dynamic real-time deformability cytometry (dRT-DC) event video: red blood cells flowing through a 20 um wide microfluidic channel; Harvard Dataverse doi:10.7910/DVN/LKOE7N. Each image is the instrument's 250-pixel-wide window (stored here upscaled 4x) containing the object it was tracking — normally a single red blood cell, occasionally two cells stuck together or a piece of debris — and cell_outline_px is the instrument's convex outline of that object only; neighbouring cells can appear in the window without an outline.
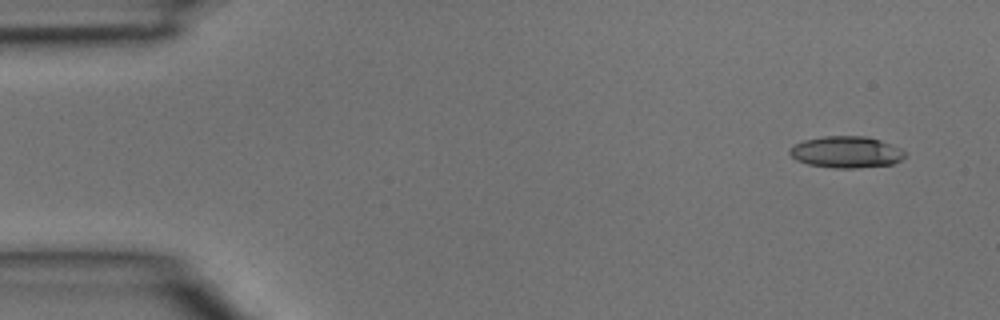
{"species": "common noctule bat (a hibernating species)", "species_latin": "Nyctalus noctula", "temperature_condition": "room temperature", "stored_images_in_passage": 2, "camera_frame_rate_fps": 3000, "um_per_image_px": 0.085, "animal": {"sex": "male", "body_mass_g": 15.6}, "frame": {"image": 1, "passage_image": 2, "time_ms": 0.333, "image_size_px": [1000, 320], "cell_outline_px": [[904, 156], [900, 160], [892, 164], [856, 168], [832, 168], [808, 164], [796, 160], [788, 152], [796, 144], [804, 140], [824, 136], [864, 136], [880, 140], [900, 148], [904, 152]], "centroid_in_image_um": [71.92, 12.93], "position_along_channel_um": 13.1, "area_um2": 20.98}}